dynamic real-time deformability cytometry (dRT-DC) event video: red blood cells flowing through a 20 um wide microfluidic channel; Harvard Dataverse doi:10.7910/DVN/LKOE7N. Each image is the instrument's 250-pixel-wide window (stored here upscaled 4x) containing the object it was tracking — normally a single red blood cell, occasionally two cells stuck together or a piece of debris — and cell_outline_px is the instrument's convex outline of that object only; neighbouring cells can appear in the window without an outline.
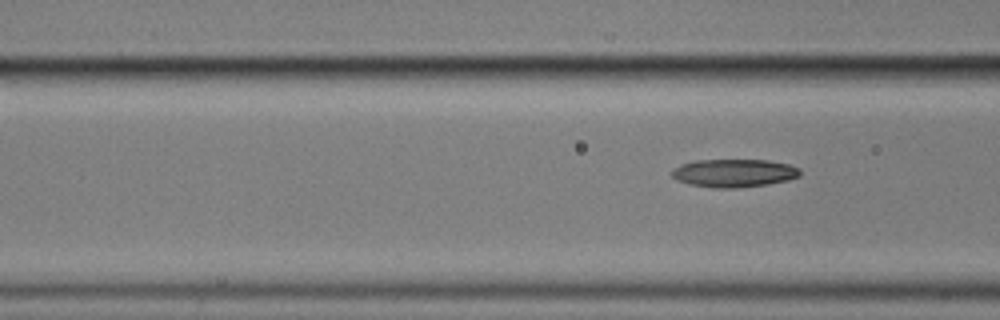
{"species": "common noctule bat (a hibernating species)", "species_latin": "Nyctalus noctula", "temperature_condition": "cold", "stored_images_in_passage": 7, "segment_of_instrument_passage": [2, 2], "camera_frame_rate_fps": 3000, "um_per_image_px": 0.085, "animal": {"sex": "male", "body_mass_g": 17.9}, "frame": {"image": 1, "passage_image": 7, "time_ms": 8.333, "image_size_px": [1000, 320], "cell_outline_px": [[800, 176], [788, 180], [768, 184], [736, 188], [712, 188], [688, 184], [676, 180], [668, 172], [680, 164], [696, 160], [768, 160], [788, 164], [800, 168]], "centroid_in_image_um": [62.35, 14.71], "position_along_channel_um": 104.3, "area_um2": 21.21}}